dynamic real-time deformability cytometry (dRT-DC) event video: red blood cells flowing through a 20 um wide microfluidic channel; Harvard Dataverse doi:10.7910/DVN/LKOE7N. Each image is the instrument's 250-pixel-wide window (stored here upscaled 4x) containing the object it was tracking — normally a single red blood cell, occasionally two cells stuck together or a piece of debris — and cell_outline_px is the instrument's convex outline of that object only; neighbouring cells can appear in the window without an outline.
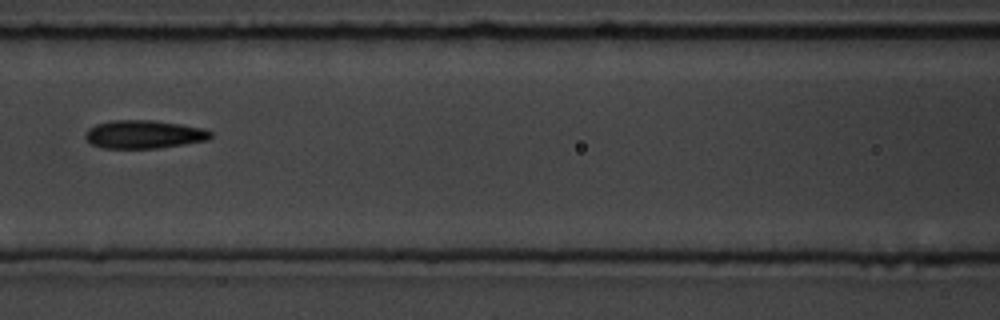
{"species": "common noctule bat (a hibernating species)", "species_latin": "Nyctalus noctula", "temperature_condition": "room temperature", "stored_images_in_passage": 9, "camera_frame_rate_fps": 3000, "um_per_image_px": 0.085, "animal": {"sex": "male", "body_mass_g": 19.5, "forearm_length_mm": 54.6}, "frame": {"image": 1, "passage_image": 8, "time_ms": 8.0, "image_size_px": [1000, 320], "cell_outline_px": [[212, 136], [208, 140], [184, 144], [156, 148], [104, 148], [92, 144], [84, 136], [88, 128], [96, 124], [112, 120], [152, 120], [180, 124], [204, 128], [212, 132]], "centroid_in_image_um": [12.24, 11.41], "position_along_channel_um": 154.4, "area_um2": 20.58}}
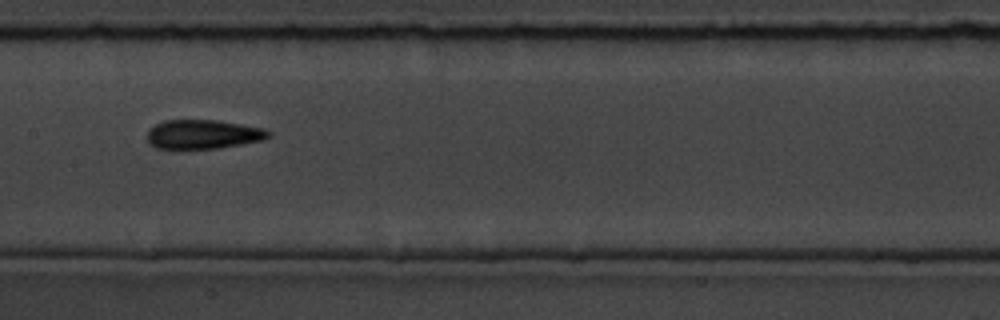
{"frame": {"image": 2, "passage_image": 9, "time_ms": 9.0, "image_size_px": [1000, 320], "cell_outline_px": [[272, 132], [264, 140], [220, 148], [156, 148], [148, 144], [148, 132], [156, 124], [164, 120], [216, 120], [264, 128]], "centroid_in_image_um": [17.28, 11.41], "position_along_channel_um": 190.1, "area_um2": 20.46}}